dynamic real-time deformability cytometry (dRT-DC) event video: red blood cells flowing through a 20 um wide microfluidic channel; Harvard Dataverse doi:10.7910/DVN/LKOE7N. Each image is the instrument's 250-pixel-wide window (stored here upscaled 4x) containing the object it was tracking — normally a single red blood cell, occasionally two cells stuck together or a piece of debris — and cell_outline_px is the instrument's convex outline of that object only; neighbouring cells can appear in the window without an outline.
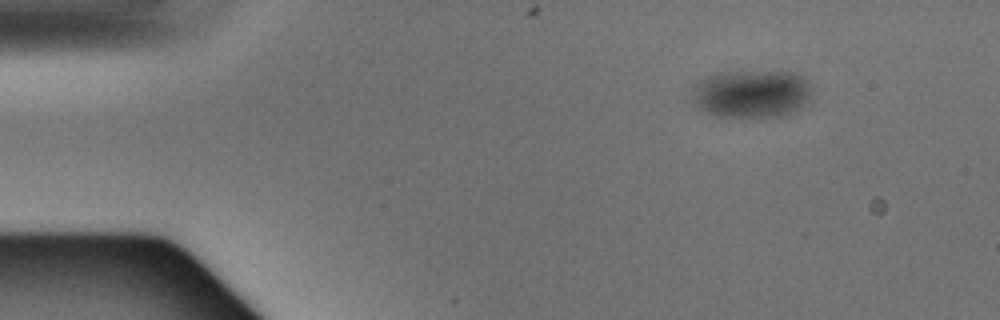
{"species": "Egyptian fruit bat (a non-hibernating species)", "species_latin": "Rousettus aegyptiacus", "temperature_condition": "warm", "stored_images_in_passage": 3, "segment_of_instrument_passage": [2, 2], "camera_frame_rate_fps": 3000, "um_per_image_px": 0.085, "animal": {"sex": "male"}, "frame": {"image": 1, "passage_image": 3, "time_ms": 0.667, "image_size_px": [1000, 320], "cell_outline_px": [[812, 100], [808, 104], [796, 112], [788, 116], [720, 116], [696, 108], [688, 100], [696, 84], [700, 80], [716, 72], [796, 72], [804, 76], [808, 80], [812, 88]], "centroid_in_image_um": [63.93, 7.97], "position_along_channel_um": 21.1, "area_um2": 34.28}}